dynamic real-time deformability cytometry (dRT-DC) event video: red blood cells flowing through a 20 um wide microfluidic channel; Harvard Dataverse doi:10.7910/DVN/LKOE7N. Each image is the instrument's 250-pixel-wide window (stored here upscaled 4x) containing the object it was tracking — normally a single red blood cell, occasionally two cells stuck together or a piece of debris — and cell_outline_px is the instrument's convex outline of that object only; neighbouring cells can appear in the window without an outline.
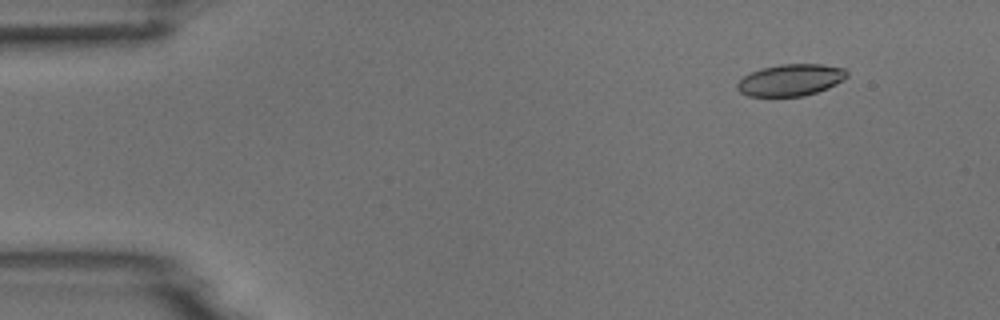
{"species": "common noctule bat (a hibernating species)", "species_latin": "Nyctalus noctula", "temperature_condition": "room temperature", "stored_images_in_passage": 11, "camera_frame_rate_fps": 3000, "um_per_image_px": 0.085, "animal": {"sex": "male", "body_mass_g": 18.8}, "frame": {"image": 1, "passage_image": 2, "time_ms": 1.0, "image_size_px": [1000, 320], "cell_outline_px": [[848, 76], [844, 80], [828, 88], [804, 96], [748, 96], [740, 92], [736, 88], [736, 84], [744, 76], [760, 68], [780, 64], [824, 64], [844, 68], [848, 72]], "centroid_in_image_um": [67.22, 6.79], "position_along_channel_um": 17.8, "area_um2": 20.4}}
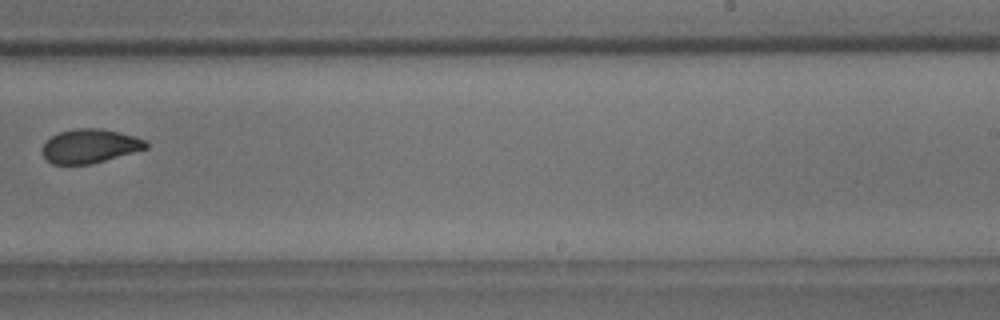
{"frame": {"image": 2, "passage_image": 10, "time_ms": 10.333, "image_size_px": [1000, 320], "cell_outline_px": [[148, 148], [104, 160], [88, 164], [52, 164], [40, 152], [44, 144], [52, 136], [60, 132], [76, 128], [100, 128], [132, 136], [144, 140], [148, 144]], "centroid_in_image_um": [7.6, 12.41], "position_along_channel_um": 281.4, "area_um2": 20.11}}
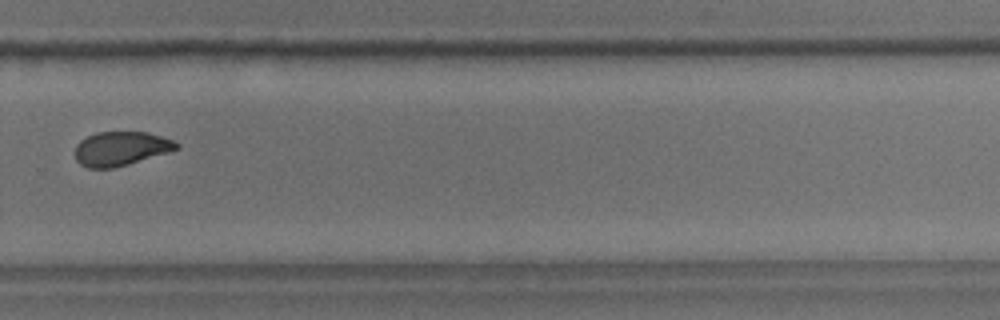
{"frame": {"image": 3, "passage_image": 11, "time_ms": 11.333, "image_size_px": [1000, 320], "cell_outline_px": [[180, 148], [172, 152], [128, 164], [112, 168], [88, 168], [80, 164], [76, 160], [76, 144], [80, 140], [96, 132], [148, 132], [172, 140], [180, 144]], "centroid_in_image_um": [10.3, 12.63], "position_along_channel_um": 319.5, "area_um2": 20.29}}